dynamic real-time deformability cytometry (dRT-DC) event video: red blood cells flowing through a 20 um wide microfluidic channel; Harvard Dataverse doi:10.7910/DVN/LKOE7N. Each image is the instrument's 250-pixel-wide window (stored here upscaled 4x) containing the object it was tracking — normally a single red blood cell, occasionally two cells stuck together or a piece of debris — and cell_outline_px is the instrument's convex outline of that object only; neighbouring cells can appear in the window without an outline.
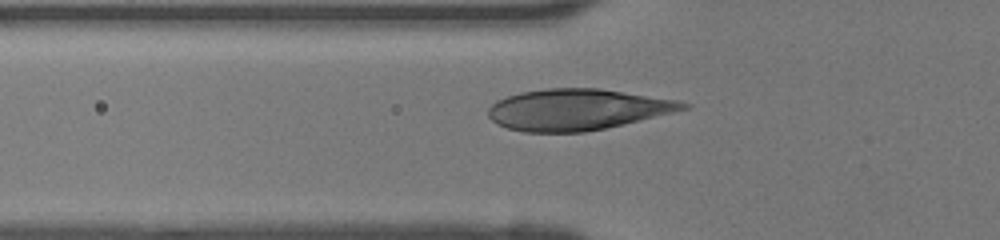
{"species": "human", "species_latin": "Homo sapiens", "temperature_condition": "room temperature", "stored_images_in_passage": 36, "camera_frame_rate_fps": 3000, "um_per_image_px": 0.085, "donor": {"sex": "female"}, "frame": {"image": 1, "passage_image": 9, "time_ms": 2.667, "image_size_px": [1000, 240], "cell_outline_px": [[692, 104], [688, 108], [672, 112], [604, 128], [584, 132], [524, 132], [508, 128], [496, 124], [488, 116], [488, 108], [496, 100], [520, 92], [548, 88], [600, 88], [676, 100]], "centroid_in_image_um": [49.01, 9.3], "position_along_channel_um": 76.8, "area_um2": 46.3}}
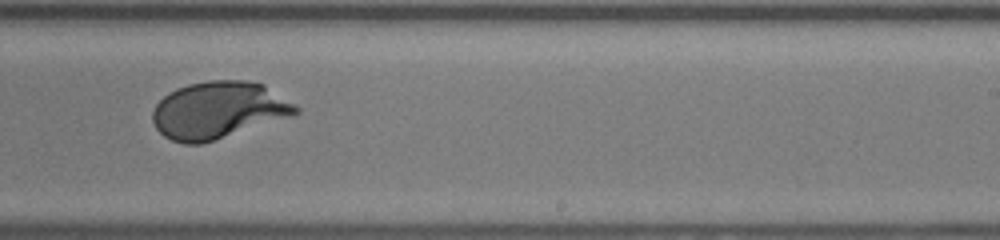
{"frame": {"image": 2, "passage_image": 22, "time_ms": 7.0, "image_size_px": [1000, 240], "cell_outline_px": [[300, 112], [292, 116], [200, 144], [184, 144], [172, 140], [164, 136], [156, 128], [152, 120], [152, 112], [156, 104], [168, 92], [176, 88], [188, 84], [208, 80], [244, 80], [264, 84], [300, 108]], "centroid_in_image_um": [18.54, 9.35], "position_along_channel_um": 270.5, "area_um2": 47.4}}
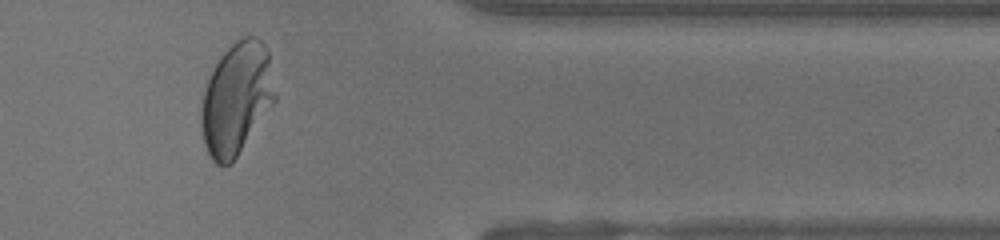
{"frame": {"image": 3, "passage_image": 31, "time_ms": 10.0, "image_size_px": [1000, 240], "cell_outline_px": [[276, 100], [236, 156], [228, 164], [216, 164], [212, 160], [204, 144], [200, 124], [200, 112], [204, 92], [208, 80], [220, 56], [236, 40], [244, 36], [256, 36], [264, 44], [268, 52], [276, 96]], "centroid_in_image_um": [20.09, 8.36], "position_along_channel_um": 391.3, "area_um2": 47.63}}